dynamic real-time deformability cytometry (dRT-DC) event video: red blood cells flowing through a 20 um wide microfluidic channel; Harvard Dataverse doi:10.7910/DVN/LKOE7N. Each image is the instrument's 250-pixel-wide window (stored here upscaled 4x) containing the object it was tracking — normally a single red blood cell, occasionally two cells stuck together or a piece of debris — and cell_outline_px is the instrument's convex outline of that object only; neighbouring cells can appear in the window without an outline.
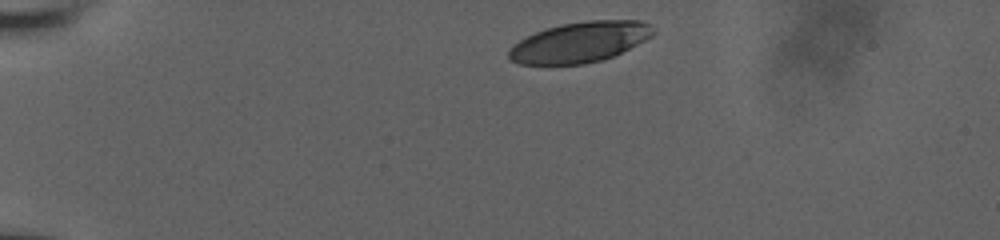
{"species": "human", "species_latin": "Homo sapiens", "temperature_condition": "room temperature", "stored_images_in_passage": 6, "camera_frame_rate_fps": 3000, "um_per_image_px": 0.085, "donor": {"sex": "male"}, "frame": {"image": 1, "passage_image": 1, "time_ms": 0.0, "image_size_px": [1000, 240], "cell_outline_px": [[656, 32], [652, 36], [604, 60], [584, 64], [520, 64], [508, 60], [508, 52], [520, 40], [536, 32], [560, 24], [588, 20], [640, 20], [648, 24]], "centroid_in_image_um": [49.29, 3.58], "position_along_channel_um": 35.7, "area_um2": 33.7}}
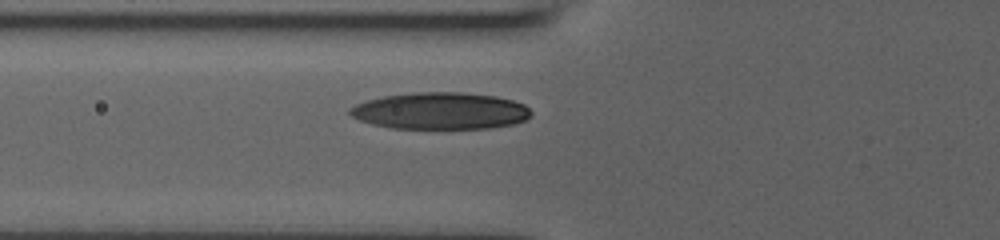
{"frame": {"image": 2, "passage_image": 6, "time_ms": 3.333, "image_size_px": [1000, 240], "cell_outline_px": [[532, 116], [516, 124], [492, 128], [392, 128], [372, 124], [360, 120], [352, 116], [348, 112], [348, 108], [356, 104], [368, 100], [384, 96], [412, 92], [464, 92], [496, 96], [512, 100], [524, 104], [532, 112]], "centroid_in_image_um": [37.46, 9.42], "position_along_channel_um": 88.3, "area_um2": 39.07}}